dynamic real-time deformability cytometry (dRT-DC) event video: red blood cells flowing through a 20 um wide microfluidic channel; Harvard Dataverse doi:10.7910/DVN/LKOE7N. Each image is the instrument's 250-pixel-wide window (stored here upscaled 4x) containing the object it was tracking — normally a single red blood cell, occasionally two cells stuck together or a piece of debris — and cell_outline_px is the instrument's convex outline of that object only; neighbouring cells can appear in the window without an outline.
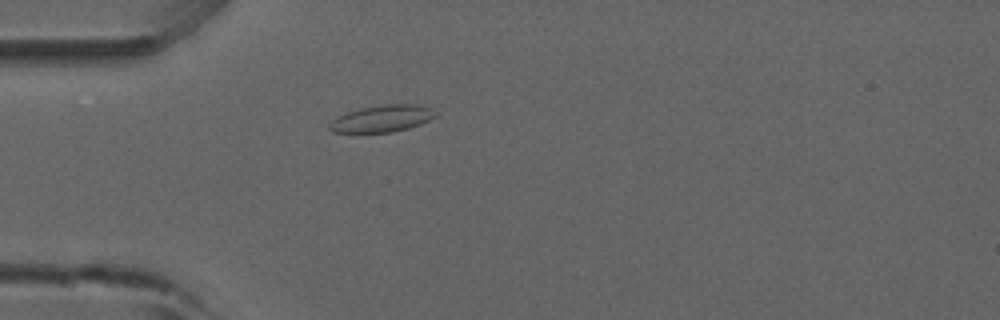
{"species": "common noctule bat (a hibernating species)", "species_latin": "Nyctalus noctula", "temperature_condition": "room temperature", "stored_images_in_passage": 45, "camera_frame_rate_fps": 3000, "um_per_image_px": 0.085, "animal": {"sex": "male", "forearm_length_mm": 52.5}, "frame": {"image": 1, "passage_image": 7, "time_ms": 2.0, "image_size_px": [1000, 320], "cell_outline_px": [[436, 116], [420, 124], [408, 128], [392, 132], [332, 132], [328, 128], [328, 124], [336, 116], [360, 108], [384, 104], [416, 104], [432, 108], [436, 112]], "centroid_in_image_um": [32.46, 10.07], "position_along_channel_um": 52.5, "area_um2": 16.59}}
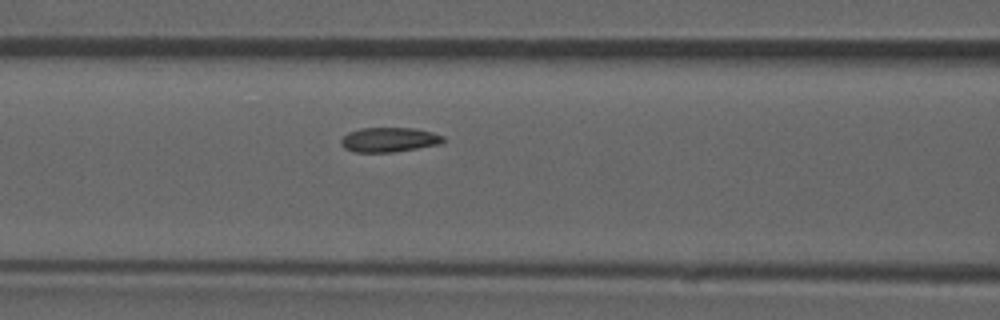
{"frame": {"image": 2, "passage_image": 14, "time_ms": 4.333, "image_size_px": [1000, 320], "cell_outline_px": [[444, 140], [440, 144], [392, 152], [352, 152], [344, 148], [340, 144], [340, 140], [348, 132], [360, 128], [416, 128], [432, 132], [444, 136]], "centroid_in_image_um": [33.04, 11.87], "position_along_channel_um": 133.6, "area_um2": 14.68}, "authors_computed_cell_mechanics": {"area_um2": 14.8546, "velocity_mm_per_s": 3.858, "shape_relaxation_time_tau1_ms": 10.3505, "shape_relaxation_time_tau2_ms": null, "deformation_change_tau1": 0.1354, "deformation_change_tau2": null}}